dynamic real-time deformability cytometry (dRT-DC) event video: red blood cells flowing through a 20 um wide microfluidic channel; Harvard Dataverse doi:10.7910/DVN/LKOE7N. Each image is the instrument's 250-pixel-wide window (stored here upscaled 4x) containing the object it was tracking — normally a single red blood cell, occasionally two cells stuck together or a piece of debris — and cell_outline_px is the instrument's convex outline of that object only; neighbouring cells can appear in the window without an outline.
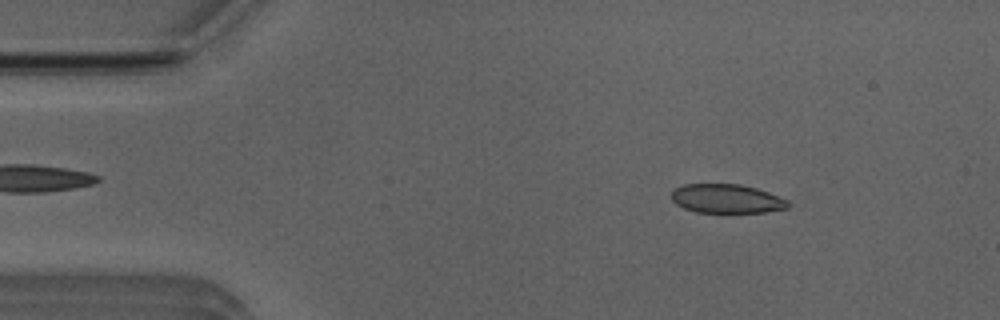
{"species": "Egyptian fruit bat (a non-hibernating species)", "species_latin": "Rousettus aegyptiacus", "temperature_condition": "room temperature", "stored_images_in_passage": 25, "camera_frame_rate_fps": 3000, "um_per_image_px": 0.085, "animal": {"sex": "male"}, "frame": {"image": 1, "passage_image": 6, "time_ms": 1.667, "image_size_px": [1000, 320], "cell_outline_px": [[788, 208], [764, 212], [696, 212], [684, 208], [676, 204], [672, 200], [672, 192], [676, 188], [684, 184], [740, 184], [756, 188], [768, 192], [788, 200]], "centroid_in_image_um": [61.76, 16.88], "position_along_channel_um": 23.2, "area_um2": 19.54}}
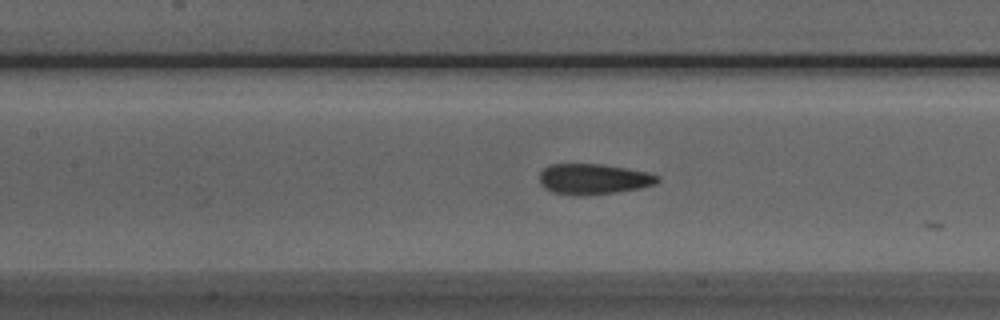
{"frame": {"image": 2, "passage_image": 21, "time_ms": 6.667, "image_size_px": [1000, 320], "cell_outline_px": [[660, 180], [656, 184], [640, 188], [616, 192], [584, 196], [580, 196], [552, 192], [544, 188], [540, 184], [540, 172], [544, 168], [552, 164], [600, 164], [648, 172], [660, 176]], "centroid_in_image_um": [50.45, 15.23], "position_along_channel_um": 157.0, "area_um2": 21.1}}
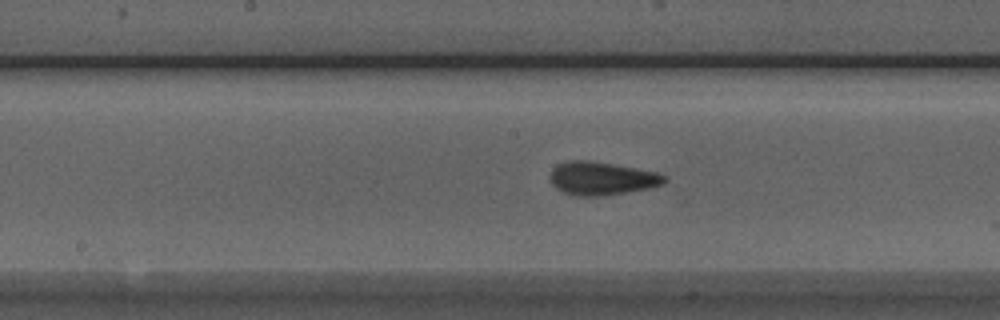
{"frame": {"image": 3, "passage_image": 24, "time_ms": 7.667, "image_size_px": [1000, 320], "cell_outline_px": [[668, 180], [664, 184], [652, 188], [604, 196], [572, 196], [556, 188], [548, 180], [548, 176], [552, 168], [556, 164], [568, 160], [588, 160], [636, 168], [656, 172], [668, 176]], "centroid_in_image_um": [51.13, 15.17], "position_along_channel_um": 197.1, "area_um2": 22.66}}